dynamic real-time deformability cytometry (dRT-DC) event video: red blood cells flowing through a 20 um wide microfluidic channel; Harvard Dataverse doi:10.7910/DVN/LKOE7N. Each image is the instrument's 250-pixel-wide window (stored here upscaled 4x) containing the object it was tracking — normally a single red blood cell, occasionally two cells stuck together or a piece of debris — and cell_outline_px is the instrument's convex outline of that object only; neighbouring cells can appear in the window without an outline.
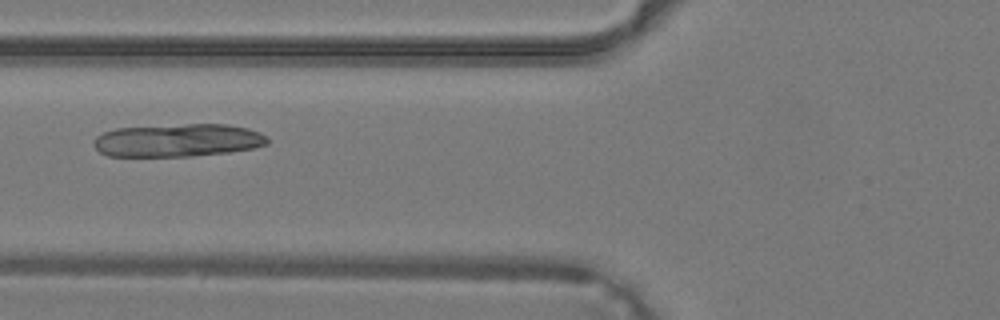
{"species": "common noctule bat (a hibernating species)", "species_latin": "Nyctalus noctula", "temperature_condition": "warm", "stored_images_in_passage": 39, "camera_frame_rate_fps": 3000, "um_per_image_px": 0.085, "animal": {"sex": "male", "body_mass_g": 19.2, "forearm_length_mm": 51.8}, "frame": {"image": 1, "passage_image": 17, "time_ms": 5.333, "image_size_px": [1000, 320], "cell_outline_px": [[268, 144], [252, 148], [228, 152], [192, 156], [108, 156], [100, 152], [92, 144], [96, 136], [104, 132], [116, 128], [184, 124], [228, 124], [248, 128], [260, 132], [268, 136]], "centroid_in_image_um": [15.12, 11.92], "position_along_channel_um": 110.7, "area_um2": 33.47}}
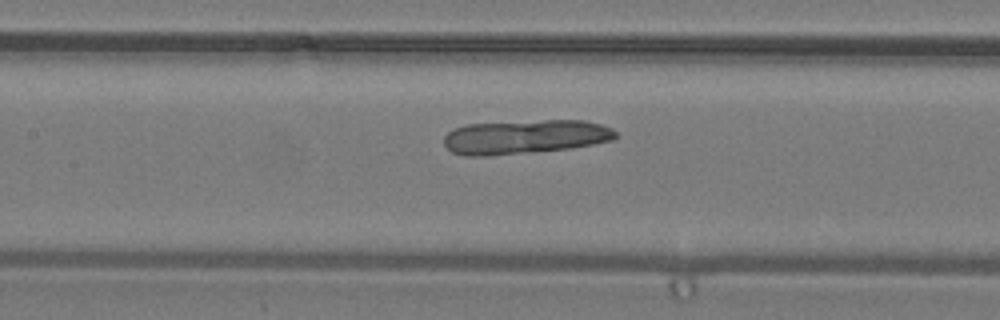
{"frame": {"image": 2, "passage_image": 20, "time_ms": 6.333, "image_size_px": [1000, 320], "cell_outline_px": [[616, 136], [612, 140], [592, 144], [568, 148], [484, 156], [464, 156], [452, 152], [444, 144], [444, 136], [448, 132], [464, 124], [544, 120], [584, 120], [600, 124], [612, 128], [616, 132]], "centroid_in_image_um": [44.59, 11.62], "position_along_channel_um": 162.8, "area_um2": 33.87}}